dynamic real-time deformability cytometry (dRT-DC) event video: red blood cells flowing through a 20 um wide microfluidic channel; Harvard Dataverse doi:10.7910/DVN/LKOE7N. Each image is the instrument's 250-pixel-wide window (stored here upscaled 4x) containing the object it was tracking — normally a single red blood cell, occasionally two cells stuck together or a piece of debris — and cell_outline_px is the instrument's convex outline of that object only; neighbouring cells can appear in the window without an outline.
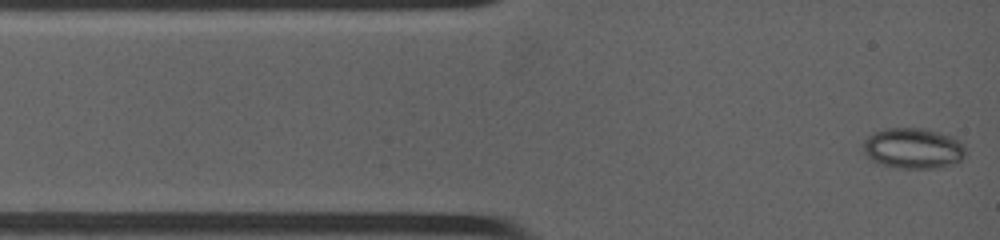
{"species": "common noctule bat (a hibernating species)", "species_latin": "Nyctalus noctula", "temperature_condition": "warm", "stored_images_in_passage": 43, "camera_frame_rate_fps": 4500, "um_per_image_px": 0.085, "animal": {"sex": "female", "body_mass_g": 19.0, "forearm_length_mm": 53.3}, "frame": {"image": 1, "passage_image": 1, "time_ms": 0.0, "image_size_px": [1000, 240], "cell_outline_px": [[964, 156], [960, 160], [936, 168], [900, 168], [884, 164], [872, 160], [864, 152], [864, 140], [868, 136], [876, 132], [888, 128], [924, 128], [948, 136], [956, 140], [964, 148]], "centroid_in_image_um": [77.57, 12.6], "position_along_channel_um": 7.4, "area_um2": 23.47}}
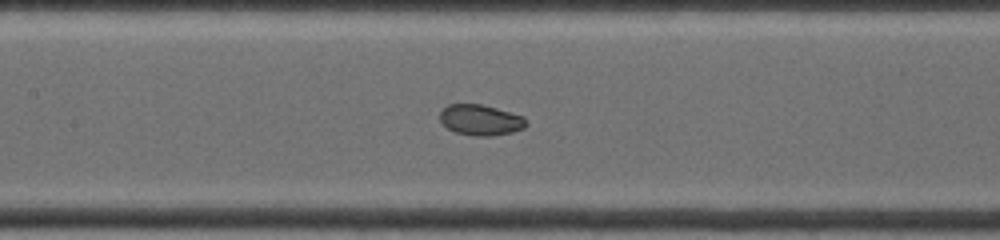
{"frame": {"image": 2, "passage_image": 14, "time_ms": 5.111, "image_size_px": [1000, 240], "cell_outline_px": [[528, 124], [524, 128], [512, 132], [492, 136], [472, 136], [456, 132], [448, 128], [440, 120], [440, 112], [448, 104], [480, 104], [496, 108], [524, 116]], "centroid_in_image_um": [40.87, 10.2], "position_along_channel_um": 166.5, "area_um2": 15.43}}
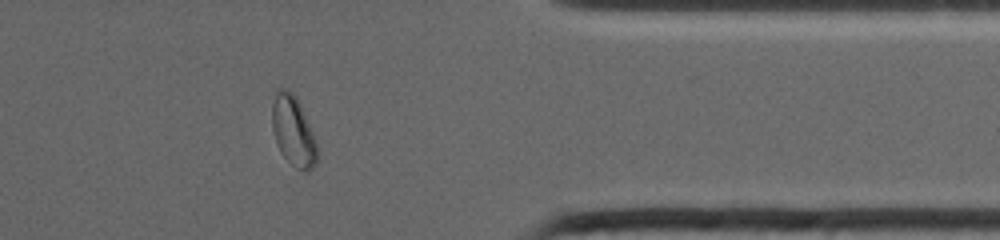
{"frame": {"image": 3, "passage_image": 32, "time_ms": 11.111, "image_size_px": [1000, 240], "cell_outline_px": [[316, 164], [308, 172], [304, 172], [296, 168], [280, 152], [276, 144], [272, 128], [272, 104], [276, 88], [288, 88], [296, 96], [316, 140]], "centroid_in_image_um": [24.9, 11.12], "position_along_channel_um": 386.5, "area_um2": 18.44}}